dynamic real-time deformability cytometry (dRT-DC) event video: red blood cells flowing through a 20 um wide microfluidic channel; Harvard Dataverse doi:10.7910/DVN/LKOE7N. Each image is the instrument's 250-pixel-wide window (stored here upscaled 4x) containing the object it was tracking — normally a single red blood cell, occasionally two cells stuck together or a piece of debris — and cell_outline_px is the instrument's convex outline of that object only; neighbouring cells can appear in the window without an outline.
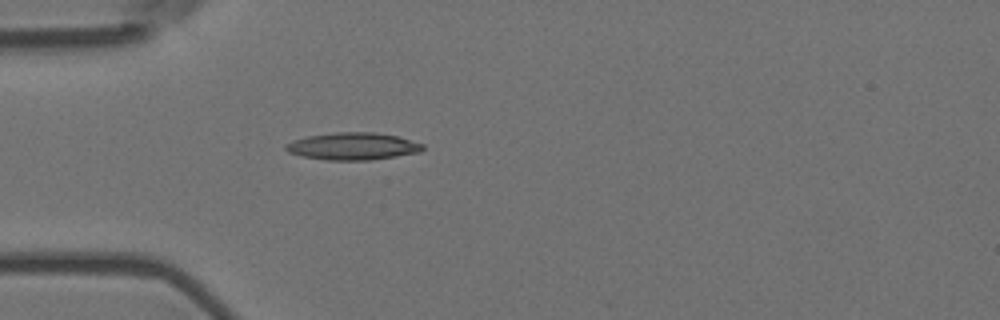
{"species": "Egyptian fruit bat (a non-hibernating species)", "species_latin": "Rousettus aegyptiacus", "temperature_condition": "room temperature", "stored_images_in_passage": 5, "camera_frame_rate_fps": 3000, "um_per_image_px": 0.085, "animal": {"sex": "female"}, "frame": {"image": 1, "passage_image": 5, "time_ms": 1.333, "image_size_px": [1000, 320], "cell_outline_px": [[424, 148], [420, 152], [372, 160], [328, 160], [300, 156], [288, 152], [284, 148], [284, 144], [292, 140], [308, 136], [336, 132], [372, 132], [396, 136], [424, 144]], "centroid_in_image_um": [29.95, 12.43], "position_along_channel_um": 55.0, "area_um2": 21.79}}